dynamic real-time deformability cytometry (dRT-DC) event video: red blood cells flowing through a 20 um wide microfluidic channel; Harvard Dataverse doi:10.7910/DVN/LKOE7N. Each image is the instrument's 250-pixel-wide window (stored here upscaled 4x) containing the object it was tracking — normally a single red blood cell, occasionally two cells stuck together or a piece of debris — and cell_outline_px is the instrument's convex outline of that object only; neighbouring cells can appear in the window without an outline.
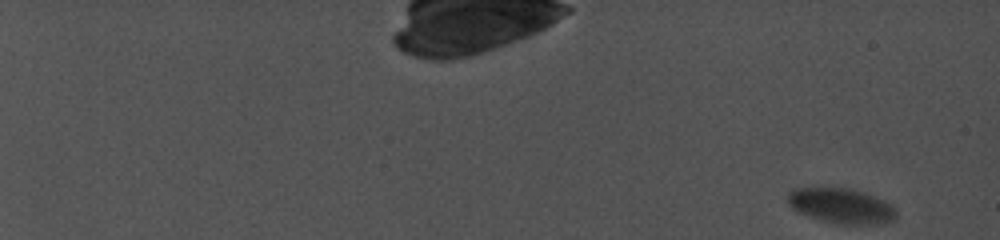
{"species": "common noctule bat (a hibernating species)", "species_latin": "Nyctalus noctula", "temperature_condition": "cold", "stored_images_in_passage": 87, "camera_frame_rate_fps": 5000, "um_per_image_px": 0.085, "animal": {"sex": "female", "body_mass_g": 19.0, "forearm_length_mm": 56.7}, "frame": {"image": 1, "passage_image": 1, "time_ms": 0.0, "image_size_px": [1000, 240], "cell_outline_px": [[896, 220], [876, 224], [836, 224], [820, 220], [808, 216], [800, 212], [788, 200], [788, 196], [792, 192], [800, 188], [848, 188], [884, 200], [896, 208]], "centroid_in_image_um": [71.58, 17.52], "position_along_channel_um": 13.4, "area_um2": 21.68}}
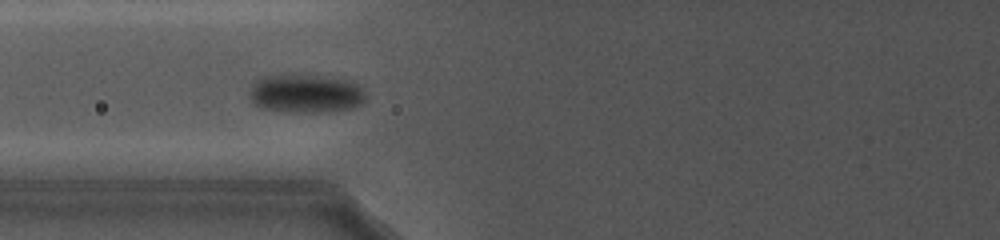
{"frame": {"image": 2, "passage_image": 47, "time_ms": 10.4, "image_size_px": [1000, 240], "cell_outline_px": [[364, 100], [356, 108], [328, 112], [284, 112], [260, 108], [252, 100], [252, 88], [256, 80], [260, 76], [320, 76], [344, 80], [356, 84], [360, 88], [364, 96]], "centroid_in_image_um": [25.99, 7.99], "position_along_channel_um": 99.8, "area_um2": 25.55}}
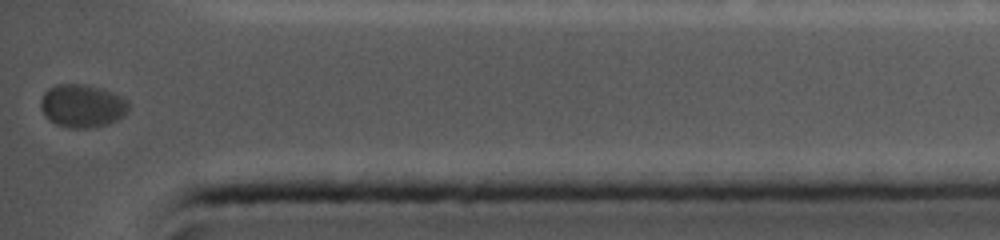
{"frame": {"image": 3, "passage_image": 87, "time_ms": 19.4, "image_size_px": [1000, 240], "cell_outline_px": [[128, 112], [124, 116], [108, 124], [92, 128], [72, 128], [56, 124], [40, 108], [40, 100], [44, 92], [48, 88], [56, 84], [84, 84], [100, 88], [124, 96], [128, 100]], "centroid_in_image_um": [7.02, 8.99], "position_along_channel_um": 428.2, "area_um2": 22.14}}